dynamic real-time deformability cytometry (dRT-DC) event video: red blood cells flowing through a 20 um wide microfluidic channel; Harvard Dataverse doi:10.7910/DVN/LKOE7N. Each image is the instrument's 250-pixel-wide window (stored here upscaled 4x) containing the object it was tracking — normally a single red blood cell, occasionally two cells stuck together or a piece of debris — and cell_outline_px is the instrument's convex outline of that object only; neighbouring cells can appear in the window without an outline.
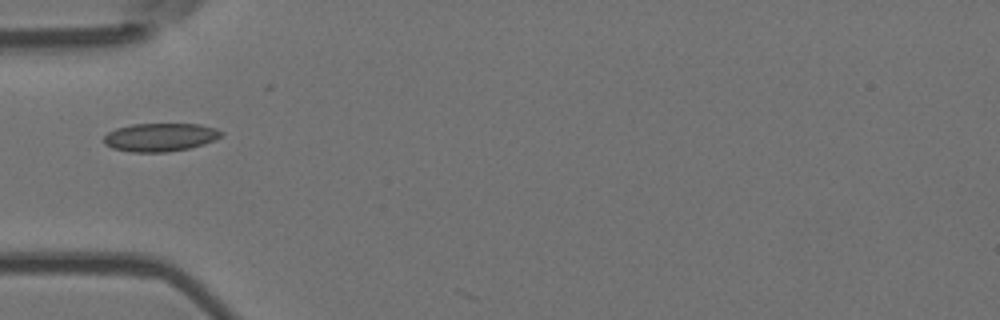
{"species": "Egyptian fruit bat (a non-hibernating species)", "species_latin": "Rousettus aegyptiacus", "temperature_condition": "room temperature", "stored_images_in_passage": 2, "camera_frame_rate_fps": 3000, "um_per_image_px": 0.085, "animal": {"sex": "female"}, "frame": {"image": 1, "passage_image": 1, "time_ms": 0.0, "image_size_px": [1000, 320], "cell_outline_px": [[224, 132], [220, 136], [204, 144], [188, 148], [168, 152], [132, 152], [112, 148], [104, 144], [104, 136], [108, 132], [116, 128], [132, 124], [200, 124], [216, 128]], "centroid_in_image_um": [13.59, 11.66], "position_along_channel_um": 71.4, "area_um2": 19.31}}